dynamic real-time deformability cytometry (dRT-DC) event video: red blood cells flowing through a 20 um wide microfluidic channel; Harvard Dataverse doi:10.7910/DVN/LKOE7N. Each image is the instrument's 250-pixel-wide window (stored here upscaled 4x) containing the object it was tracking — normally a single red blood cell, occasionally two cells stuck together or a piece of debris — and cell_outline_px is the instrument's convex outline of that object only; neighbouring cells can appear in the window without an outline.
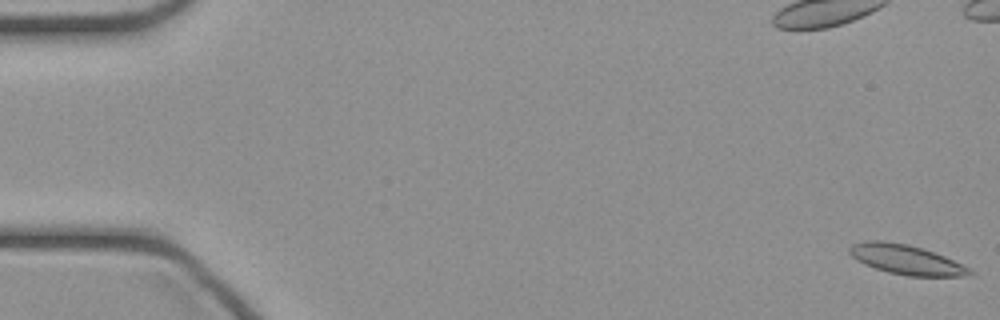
{"species": "common noctule bat (a hibernating species)", "species_latin": "Nyctalus noctula", "temperature_condition": "cold", "stored_images_in_passage": 9, "camera_frame_rate_fps": 3000, "um_per_image_px": 0.085, "animal": {"sex": "female", "body_mass_g": 21.9}, "frame": {"image": 1, "passage_image": 1, "time_ms": 0.0, "image_size_px": [1000, 320], "cell_outline_px": [[976, 272], [972, 276], [908, 276], [888, 272], [864, 264], [856, 260], [848, 252], [848, 248], [852, 244], [864, 240], [884, 240], [908, 244], [944, 256], [972, 268]], "centroid_in_image_um": [77.04, 22.07], "position_along_channel_um": 8.0, "area_um2": 20.98}}